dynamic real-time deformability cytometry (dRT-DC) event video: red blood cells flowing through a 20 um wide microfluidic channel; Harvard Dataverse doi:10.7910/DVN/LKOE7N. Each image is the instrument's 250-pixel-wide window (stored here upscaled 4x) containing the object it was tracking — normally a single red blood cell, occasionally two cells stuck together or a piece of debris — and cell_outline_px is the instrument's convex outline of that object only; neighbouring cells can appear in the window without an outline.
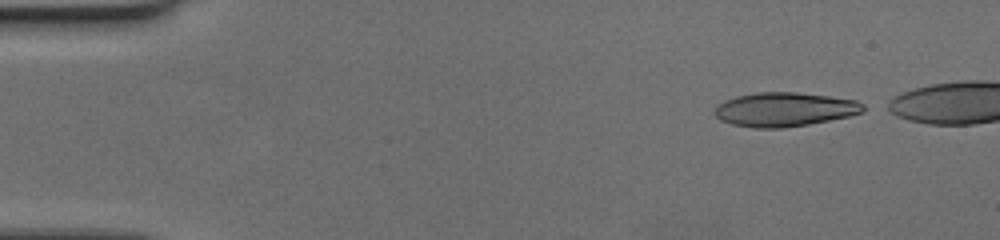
{"species": "human", "species_latin": "Homo sapiens", "temperature_condition": "cold", "stored_images_in_passage": 50, "camera_frame_rate_fps": 3000, "um_per_image_px": 0.085, "donor": {"sex": "female"}, "frame": {"image": 1, "passage_image": 2, "time_ms": 0.333, "image_size_px": [1000, 240], "cell_outline_px": [[864, 112], [848, 116], [808, 124], [780, 128], [752, 128], [732, 124], [720, 120], [712, 112], [716, 104], [724, 100], [736, 96], [756, 92], [796, 92], [828, 96], [856, 100], [864, 104]], "centroid_in_image_um": [66.63, 9.3], "position_along_channel_um": 18.4, "area_um2": 29.59}}
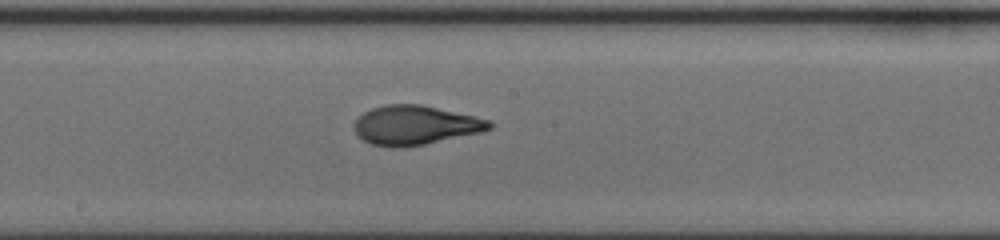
{"frame": {"image": 2, "passage_image": 28, "time_ms": 9.0, "image_size_px": [1000, 240], "cell_outline_px": [[492, 128], [484, 132], [404, 148], [388, 148], [372, 144], [364, 140], [356, 132], [352, 124], [364, 112], [372, 108], [384, 104], [420, 104], [476, 116], [492, 120]], "centroid_in_image_um": [35.32, 10.64], "position_along_channel_um": 212.9, "area_um2": 31.21}}
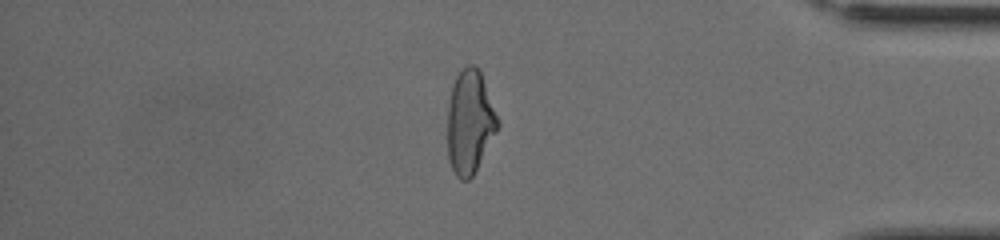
{"frame": {"image": 3, "passage_image": 46, "time_ms": 15.0, "image_size_px": [1000, 240], "cell_outline_px": [[500, 124], [496, 132], [472, 176], [468, 180], [460, 180], [456, 176], [452, 168], [448, 156], [448, 104], [452, 84], [456, 76], [468, 64], [472, 64], [480, 72]], "centroid_in_image_um": [39.91, 10.38], "position_along_channel_um": 395.3, "area_um2": 29.71}}